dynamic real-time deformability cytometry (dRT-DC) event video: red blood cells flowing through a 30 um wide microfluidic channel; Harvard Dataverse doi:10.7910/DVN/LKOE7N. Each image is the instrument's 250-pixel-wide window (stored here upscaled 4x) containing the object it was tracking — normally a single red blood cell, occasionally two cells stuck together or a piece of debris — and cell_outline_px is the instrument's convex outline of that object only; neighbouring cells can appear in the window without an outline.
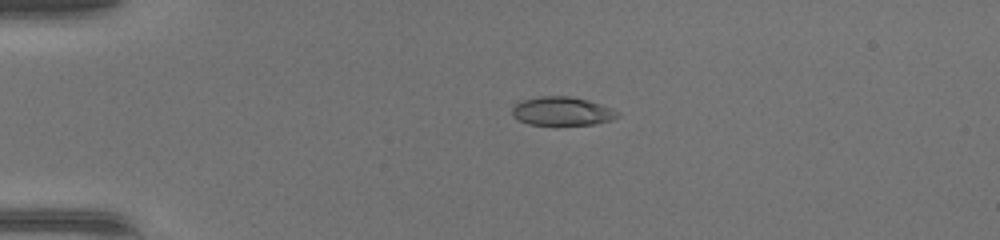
{"species": "common noctule bat (a hibernating species)", "species_latin": "Nyctalus noctula", "temperature_condition": "warm", "stored_images_in_passage": 48, "camera_frame_rate_fps": 3000, "um_per_image_px": 0.085, "animal": {"sex": "female", "body_mass_g": 17.0, "forearm_length_mm": 48.0}, "frame": {"image": 1, "passage_image": 12, "time_ms": 3.667, "image_size_px": [1000, 240], "cell_outline_px": [[620, 116], [612, 120], [592, 124], [528, 124], [512, 116], [512, 108], [520, 100], [540, 96], [568, 96], [588, 100], [612, 108], [620, 112]], "centroid_in_image_um": [47.79, 9.44], "position_along_channel_um": 37.2, "area_um2": 17.51}}
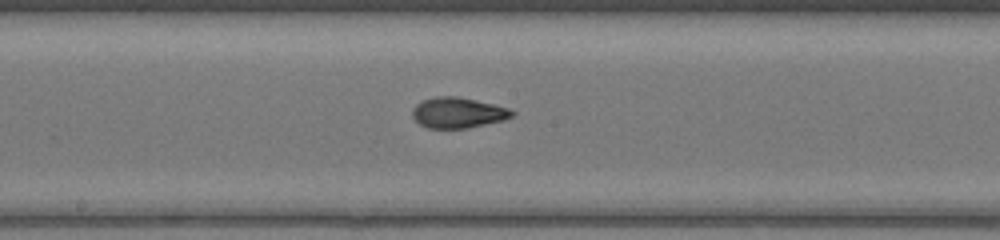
{"frame": {"image": 2, "passage_image": 27, "time_ms": 8.667, "image_size_px": [1000, 240], "cell_outline_px": [[516, 112], [512, 116], [504, 120], [468, 128], [428, 128], [420, 124], [412, 116], [412, 108], [416, 104], [424, 100], [436, 96], [456, 96], [476, 100], [508, 108]], "centroid_in_image_um": [38.92, 9.58], "position_along_channel_um": 209.3, "area_um2": 17.69}}
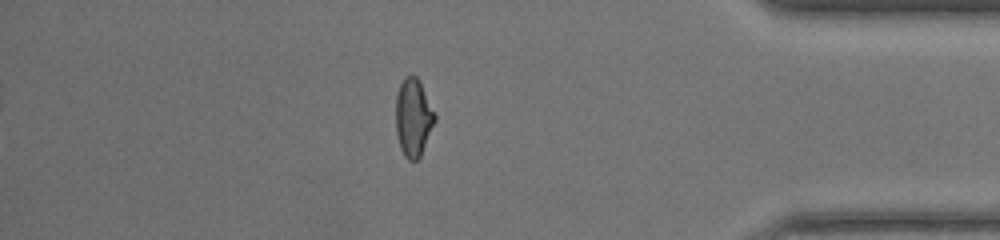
{"frame": {"image": 3, "passage_image": 42, "time_ms": 13.667, "image_size_px": [1000, 240], "cell_outline_px": [[436, 120], [420, 156], [416, 160], [408, 160], [404, 156], [400, 148], [396, 132], [396, 96], [400, 84], [404, 76], [416, 76], [420, 80], [436, 116]], "centroid_in_image_um": [35.13, 9.98], "position_along_channel_um": 400.1, "area_um2": 17.69}, "authors_computed_cell_mechanics": {"area_um2": 17.6579, "velocity_mm_per_s": 4.4385, "shape_relaxation_time_tau1_ms": null, "shape_relaxation_time_tau2_ms": 0.9776, "deformation_change_tau1": null, "deformation_change_tau2": 0.0633}}